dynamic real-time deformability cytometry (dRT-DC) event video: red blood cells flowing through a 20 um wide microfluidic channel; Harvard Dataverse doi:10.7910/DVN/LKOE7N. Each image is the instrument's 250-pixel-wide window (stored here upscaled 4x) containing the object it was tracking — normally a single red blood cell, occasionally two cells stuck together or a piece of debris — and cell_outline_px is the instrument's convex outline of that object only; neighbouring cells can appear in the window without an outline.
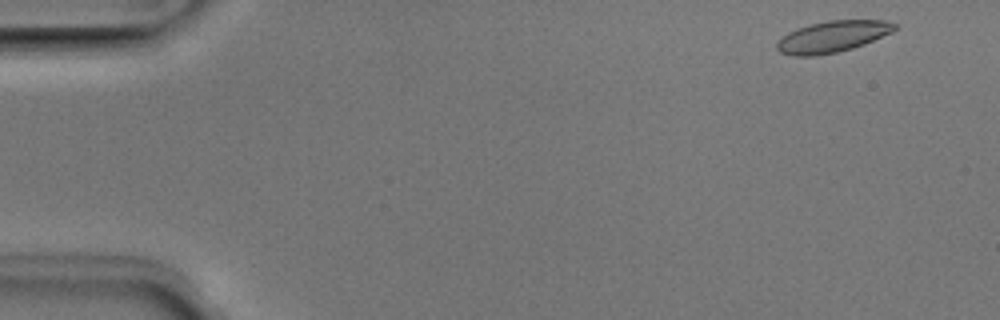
{"species": "Egyptian fruit bat (a non-hibernating species)", "species_latin": "Rousettus aegyptiacus", "temperature_condition": "room temperature", "stored_images_in_passage": 49, "camera_frame_rate_fps": 3000, "um_per_image_px": 0.085, "animal": {"sex": "male"}, "frame": {"image": 1, "passage_image": 2, "time_ms": 0.333, "image_size_px": [1000, 320], "cell_outline_px": [[896, 28], [892, 32], [864, 44], [852, 48], [836, 52], [816, 56], [792, 56], [780, 52], [776, 48], [776, 40], [788, 32], [796, 28], [808, 24], [828, 20], [884, 20], [896, 24]], "centroid_in_image_um": [70.7, 3.11], "position_along_channel_um": 14.3, "area_um2": 21.68}}
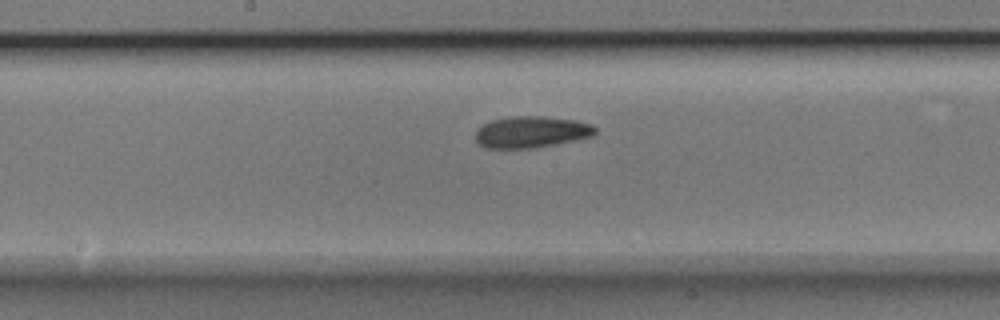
{"frame": {"image": 2, "passage_image": 25, "time_ms": 8.0, "image_size_px": [1000, 320], "cell_outline_px": [[596, 132], [592, 136], [532, 148], [484, 148], [476, 140], [476, 128], [492, 120], [512, 116], [544, 116], [576, 120], [592, 124], [596, 128]], "centroid_in_image_um": [45.14, 11.2], "position_along_channel_um": 203.1, "area_um2": 21.85}}
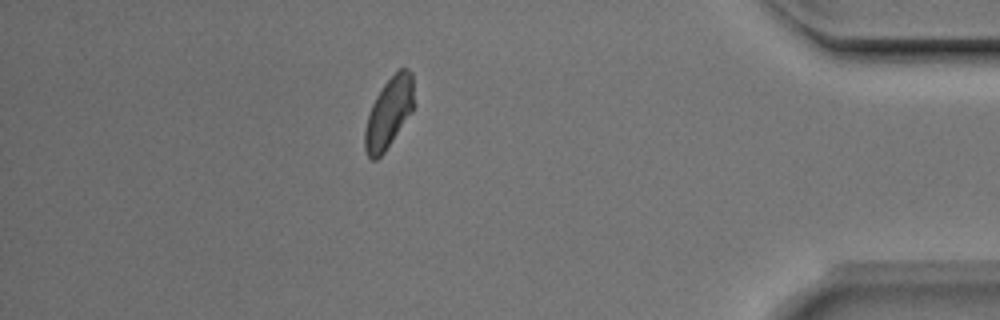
{"frame": {"image": 3, "passage_image": 43, "time_ms": 14.0, "image_size_px": [1000, 320], "cell_outline_px": [[412, 112], [384, 152], [376, 160], [372, 160], [368, 156], [364, 148], [364, 132], [368, 116], [372, 104], [376, 96], [384, 84], [400, 68], [408, 68], [412, 72]], "centroid_in_image_um": [33.03, 9.61], "position_along_channel_um": 402.2, "area_um2": 19.71}, "authors_computed_cell_mechanics": {"area_um2": 21.5594, "velocity_mm_per_s": 3.9942, "shape_relaxation_time_tau1_ms": 5.2702, "shape_relaxation_time_tau2_ms": null, "deformation_change_tau1": 0.1147, "deformation_change_tau2": null}}